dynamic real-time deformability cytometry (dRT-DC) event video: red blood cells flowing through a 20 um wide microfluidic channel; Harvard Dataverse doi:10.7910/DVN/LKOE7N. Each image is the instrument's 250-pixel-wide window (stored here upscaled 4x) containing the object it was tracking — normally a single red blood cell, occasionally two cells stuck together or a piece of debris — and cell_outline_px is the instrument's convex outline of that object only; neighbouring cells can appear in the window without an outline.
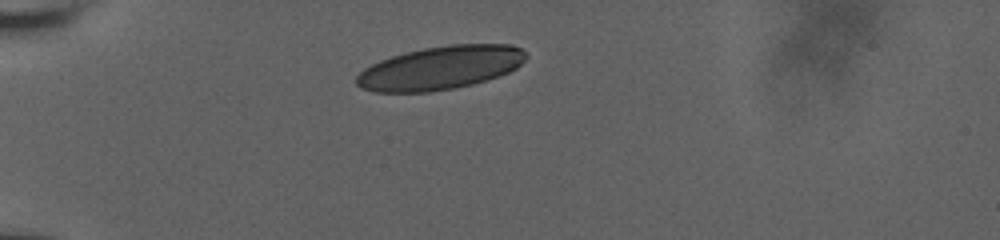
{"species": "human", "species_latin": "Homo sapiens", "temperature_condition": "room temperature", "stored_images_in_passage": 6, "camera_frame_rate_fps": 3000, "um_per_image_px": 0.085, "donor": {"sex": "male"}, "frame": {"image": 1, "passage_image": 1, "time_ms": 0.0, "image_size_px": [1000, 240], "cell_outline_px": [[528, 56], [516, 68], [508, 72], [472, 84], [452, 88], [428, 92], [376, 92], [360, 88], [356, 84], [356, 76], [364, 68], [380, 60], [392, 56], [424, 48], [448, 44], [512, 44], [520, 48]], "centroid_in_image_um": [37.41, 5.76], "position_along_channel_um": 47.6, "area_um2": 42.6}}
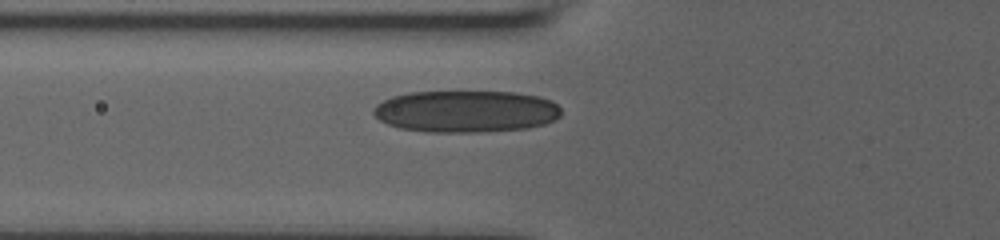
{"frame": {"image": 2, "passage_image": 4, "time_ms": 2.0, "image_size_px": [1000, 240], "cell_outline_px": [[560, 116], [544, 124], [528, 128], [476, 132], [432, 132], [400, 128], [388, 124], [380, 120], [372, 112], [372, 108], [376, 104], [392, 96], [408, 92], [516, 92], [536, 96], [552, 100], [560, 108]], "centroid_in_image_um": [39.58, 9.46], "position_along_channel_um": 86.2, "area_um2": 45.78}}
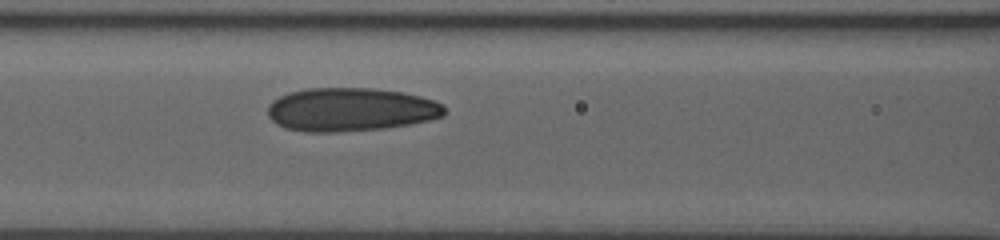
{"frame": {"image": 3, "passage_image": 6, "time_ms": 3.333, "image_size_px": [1000, 240], "cell_outline_px": [[444, 116], [412, 124], [384, 128], [336, 132], [304, 132], [284, 128], [276, 124], [268, 116], [268, 104], [272, 100], [288, 92], [308, 88], [372, 88], [404, 92], [420, 96], [444, 104]], "centroid_in_image_um": [29.78, 9.31], "position_along_channel_um": 136.8, "area_um2": 45.08}}